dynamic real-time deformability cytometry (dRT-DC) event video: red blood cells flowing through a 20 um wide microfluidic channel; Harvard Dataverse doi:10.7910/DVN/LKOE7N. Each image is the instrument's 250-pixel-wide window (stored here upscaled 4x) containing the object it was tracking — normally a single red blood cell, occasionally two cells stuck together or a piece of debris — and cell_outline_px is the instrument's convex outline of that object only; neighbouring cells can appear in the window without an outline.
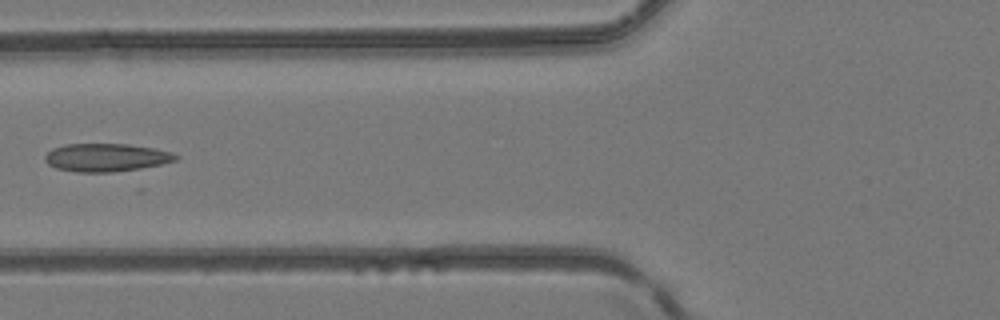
{"species": "common noctule bat (a hibernating species)", "species_latin": "Nyctalus noctula", "temperature_condition": "room temperature", "stored_images_in_passage": 3, "camera_frame_rate_fps": 3000, "um_per_image_px": 0.085, "animal": {"sex": "female", "body_mass_g": 24.6, "forearm_length_mm": 56.2}, "frame": {"image": 1, "passage_image": 2, "time_ms": 1.333, "image_size_px": [1000, 320], "cell_outline_px": [[180, 156], [176, 160], [160, 164], [140, 168], [112, 172], [76, 172], [56, 168], [48, 164], [44, 160], [44, 156], [52, 148], [64, 144], [128, 144], [152, 148], [172, 152]], "centroid_in_image_um": [8.99, 13.38], "position_along_channel_um": 116.8, "area_um2": 21.33}}
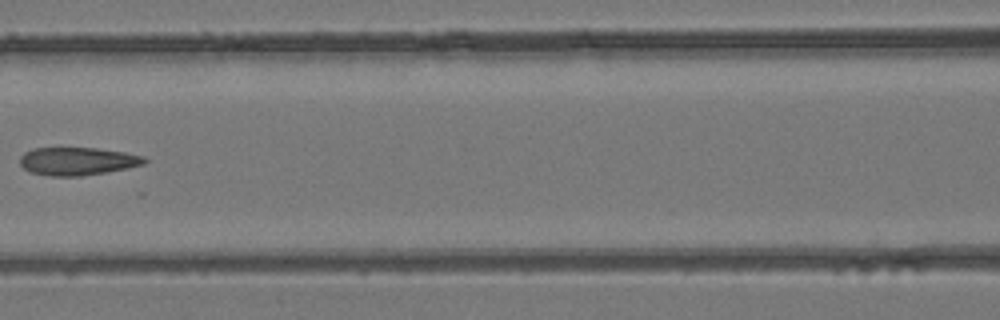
{"frame": {"image": 2, "passage_image": 3, "time_ms": 2.333, "image_size_px": [1000, 320], "cell_outline_px": [[148, 160], [144, 164], [128, 168], [80, 176], [48, 176], [28, 172], [20, 164], [20, 156], [24, 152], [32, 148], [96, 148], [124, 152], [144, 156]], "centroid_in_image_um": [6.56, 13.7], "position_along_channel_um": 160.0, "area_um2": 20.35}}